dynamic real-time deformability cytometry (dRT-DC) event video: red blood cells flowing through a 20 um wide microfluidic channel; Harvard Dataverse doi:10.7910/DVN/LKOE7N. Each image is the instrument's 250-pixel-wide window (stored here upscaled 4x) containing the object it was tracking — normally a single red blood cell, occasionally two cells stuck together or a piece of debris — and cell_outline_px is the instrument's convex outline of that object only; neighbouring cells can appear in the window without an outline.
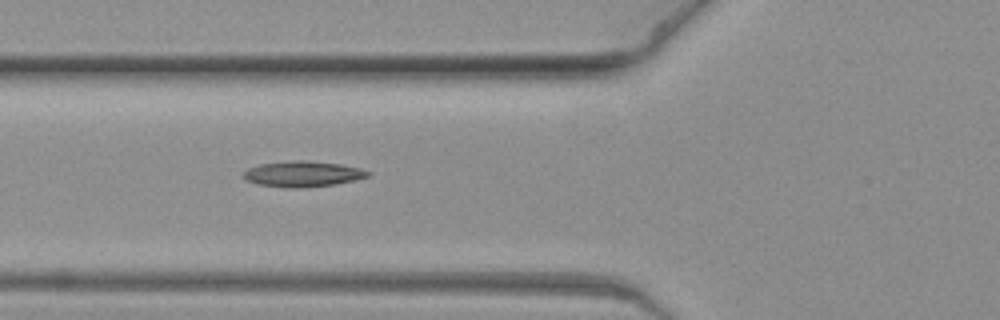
{"species": "common noctule bat (a hibernating species)", "species_latin": "Nyctalus noctula", "temperature_condition": "warm", "stored_images_in_passage": 5, "camera_frame_rate_fps": 3000, "um_per_image_px": 0.085, "animal": {"sex": "female", "body_mass_g": 19.3, "forearm_length_mm": 54.1}, "frame": {"image": 1, "passage_image": 5, "time_ms": 1.333, "image_size_px": [1000, 320], "cell_outline_px": [[372, 176], [336, 184], [296, 188], [288, 188], [260, 184], [244, 180], [244, 172], [248, 168], [260, 164], [292, 160], [308, 160], [340, 164], [360, 168], [372, 172]], "centroid_in_image_um": [25.77, 14.78], "position_along_channel_um": 100.0, "area_um2": 18.67}}